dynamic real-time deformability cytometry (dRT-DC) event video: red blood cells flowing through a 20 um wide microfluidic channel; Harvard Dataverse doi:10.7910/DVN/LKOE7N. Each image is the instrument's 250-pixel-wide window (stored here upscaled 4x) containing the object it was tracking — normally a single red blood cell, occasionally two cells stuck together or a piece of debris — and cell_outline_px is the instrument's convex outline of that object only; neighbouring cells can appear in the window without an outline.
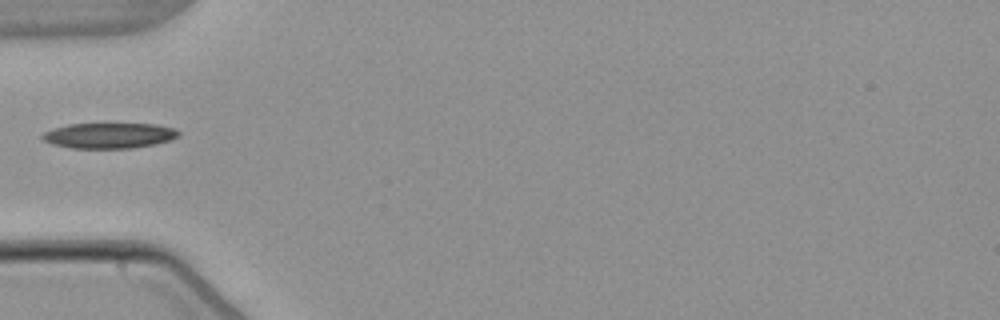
{"species": "common noctule bat (a hibernating species)", "species_latin": "Nyctalus noctula", "temperature_condition": "warm", "stored_images_in_passage": 2, "camera_frame_rate_fps": 3000, "um_per_image_px": 0.085, "animal": {"sex": "male", "body_mass_g": 21.5, "forearm_length_mm": 52.0}, "frame": {"image": 1, "passage_image": 2, "time_ms": 1.0, "image_size_px": [1000, 320], "cell_outline_px": [[180, 136], [172, 140], [132, 148], [72, 148], [52, 144], [44, 140], [40, 136], [44, 132], [68, 124], [108, 120], [156, 124], [172, 128], [180, 132]], "centroid_in_image_um": [9.3, 11.46], "position_along_channel_um": 75.7, "area_um2": 21.33}}